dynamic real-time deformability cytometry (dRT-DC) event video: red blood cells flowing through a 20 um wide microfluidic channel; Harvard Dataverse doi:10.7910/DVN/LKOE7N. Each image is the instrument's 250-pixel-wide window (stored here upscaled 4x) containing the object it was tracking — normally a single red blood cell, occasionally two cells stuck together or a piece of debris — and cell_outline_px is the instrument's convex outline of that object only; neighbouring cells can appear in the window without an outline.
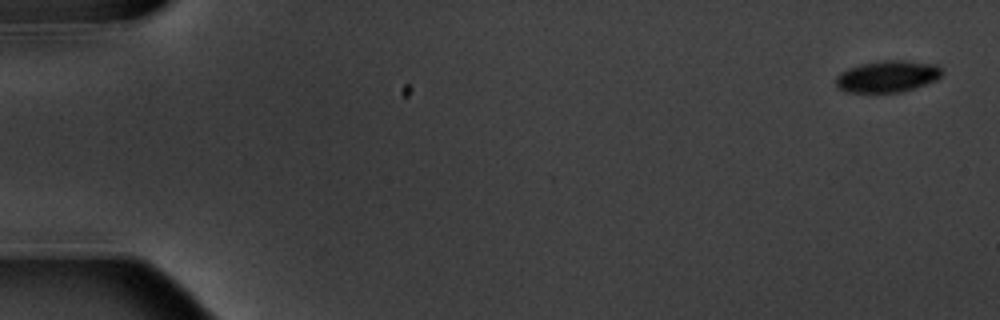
{"species": "common noctule bat (a hibernating species)", "species_latin": "Nyctalus noctula", "temperature_condition": "warm", "stored_images_in_passage": 6, "camera_frame_rate_fps": 3000, "um_per_image_px": 0.085, "animal": {"sex": "male", "body_mass_g": 20.1, "forearm_length_mm": 53.5}, "frame": {"image": 1, "passage_image": 1, "time_ms": 0.0, "image_size_px": [1000, 320], "cell_outline_px": [[944, 72], [936, 80], [916, 88], [900, 92], [844, 92], [836, 84], [836, 76], [840, 72], [848, 68], [864, 64], [888, 60], [900, 60], [936, 64]], "centroid_in_image_um": [75.45, 6.5], "position_along_channel_um": 9.6, "area_um2": 19.42}}
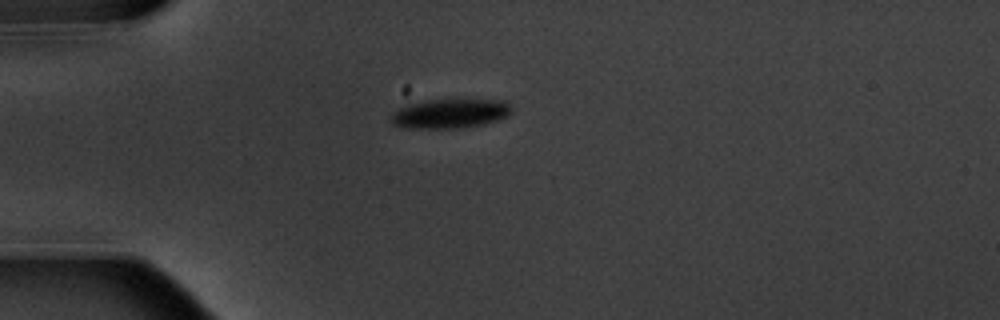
{"frame": {"image": 2, "passage_image": 5, "time_ms": 4.667, "image_size_px": [1000, 320], "cell_outline_px": [[512, 112], [508, 116], [484, 124], [456, 128], [408, 128], [392, 124], [388, 120], [392, 112], [404, 104], [428, 100], [508, 100], [512, 108]], "centroid_in_image_um": [38.22, 9.64], "position_along_channel_um": 46.8, "area_um2": 20.87}}